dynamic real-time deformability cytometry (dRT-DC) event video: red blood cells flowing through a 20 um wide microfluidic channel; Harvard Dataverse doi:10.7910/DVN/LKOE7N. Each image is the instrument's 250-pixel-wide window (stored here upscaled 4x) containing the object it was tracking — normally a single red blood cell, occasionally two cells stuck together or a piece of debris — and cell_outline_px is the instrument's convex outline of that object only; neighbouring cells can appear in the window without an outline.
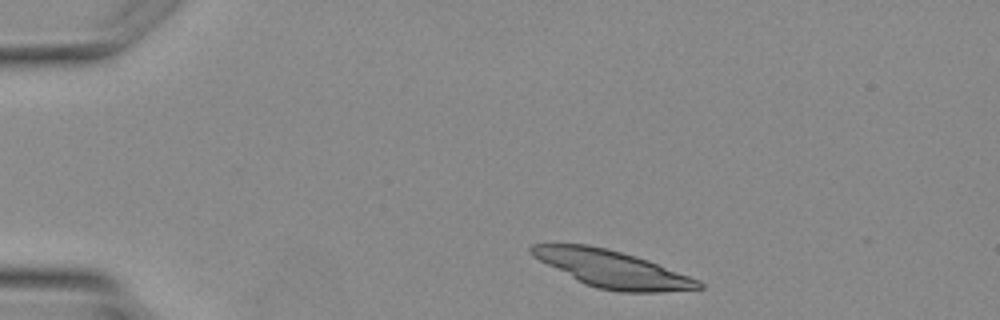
{"species": "Egyptian fruit bat (a non-hibernating species)", "species_latin": "Rousettus aegyptiacus", "temperature_condition": "warm", "stored_images_in_passage": 2, "camera_frame_rate_fps": 3000, "um_per_image_px": 0.085, "animal": {"sex": "female"}, "frame": {"image": 1, "passage_image": 1, "time_ms": 0.0, "image_size_px": [1000, 320], "cell_outline_px": [[704, 288], [660, 292], [620, 292], [596, 288], [584, 284], [532, 256], [528, 252], [528, 248], [532, 244], [588, 244], [636, 256], [648, 260], [700, 280], [704, 284]], "centroid_in_image_um": [52.03, 22.87], "position_along_channel_um": 33.0, "area_um2": 35.95}}